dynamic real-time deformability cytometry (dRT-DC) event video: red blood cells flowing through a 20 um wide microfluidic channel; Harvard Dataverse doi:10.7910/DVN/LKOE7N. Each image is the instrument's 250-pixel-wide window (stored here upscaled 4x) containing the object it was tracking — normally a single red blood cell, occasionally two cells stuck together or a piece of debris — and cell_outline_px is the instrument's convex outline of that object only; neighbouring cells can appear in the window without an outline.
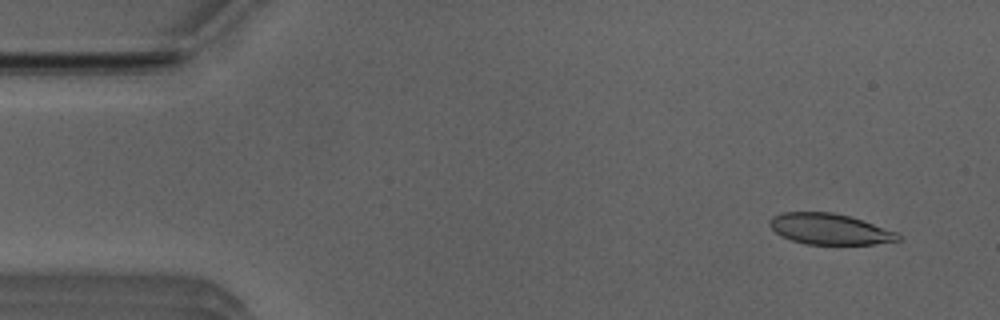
{"species": "Egyptian fruit bat (a non-hibernating species)", "species_latin": "Rousettus aegyptiacus", "temperature_condition": "room temperature", "stored_images_in_passage": 49, "camera_frame_rate_fps": 3000, "um_per_image_px": 0.085, "animal": {"sex": "male"}, "frame": {"image": 1, "passage_image": 1, "time_ms": 0.0, "image_size_px": [1000, 320], "cell_outline_px": [[904, 236], [900, 240], [876, 244], [804, 244], [780, 236], [768, 224], [768, 220], [772, 216], [784, 212], [832, 212], [848, 216], [896, 232]], "centroid_in_image_um": [70.49, 19.47], "position_along_channel_um": 14.5, "area_um2": 23.0}}
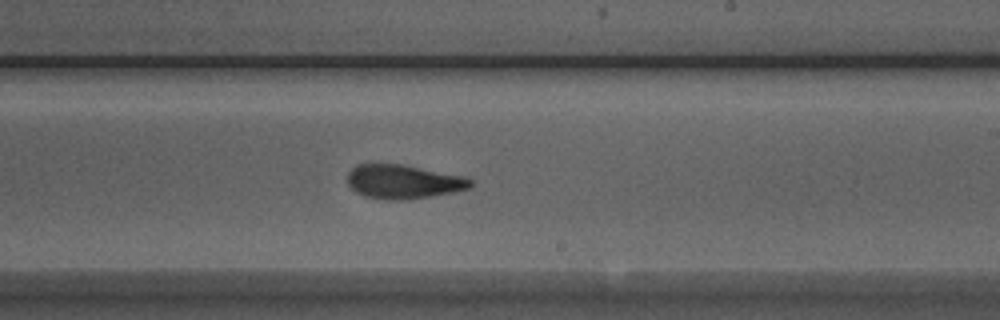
{"frame": {"image": 2, "passage_image": 27, "time_ms": 8.667, "image_size_px": [1000, 320], "cell_outline_px": [[472, 188], [432, 196], [408, 200], [384, 200], [364, 196], [356, 192], [348, 184], [348, 172], [356, 164], [400, 164], [464, 176], [472, 180]], "centroid_in_image_um": [34.28, 15.46], "position_along_channel_um": 254.7, "area_um2": 24.45}}
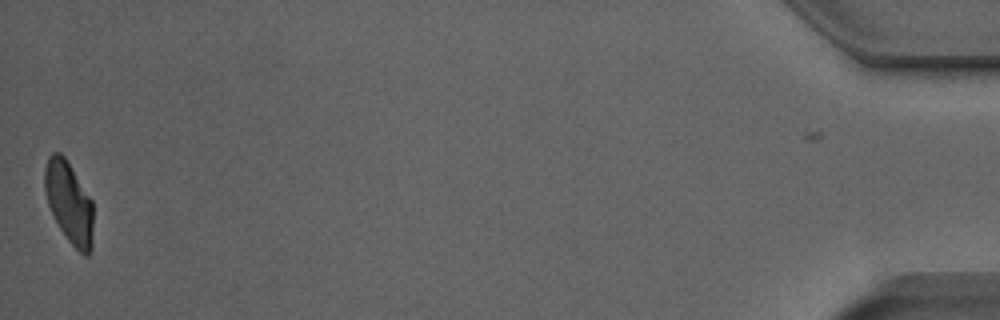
{"frame": {"image": 3, "passage_image": 48, "time_ms": 15.667, "image_size_px": [1000, 320], "cell_outline_px": [[92, 248], [88, 256], [84, 256], [68, 240], [52, 216], [48, 204], [44, 188], [44, 168], [48, 156], [52, 152], [60, 152], [64, 156], [92, 200]], "centroid_in_image_um": [5.85, 17.2], "position_along_channel_um": 429.4, "area_um2": 23.06}, "authors_computed_cell_mechanics": {"area_um2": 24.4494, "velocity_mm_per_s": 3.9575, "shape_relaxation_time_tau1_ms": 6.4814, "shape_relaxation_time_tau2_ms": 2.4134, "deformation_change_tau1": 0.1894, "deformation_change_tau2": 0.0904}}